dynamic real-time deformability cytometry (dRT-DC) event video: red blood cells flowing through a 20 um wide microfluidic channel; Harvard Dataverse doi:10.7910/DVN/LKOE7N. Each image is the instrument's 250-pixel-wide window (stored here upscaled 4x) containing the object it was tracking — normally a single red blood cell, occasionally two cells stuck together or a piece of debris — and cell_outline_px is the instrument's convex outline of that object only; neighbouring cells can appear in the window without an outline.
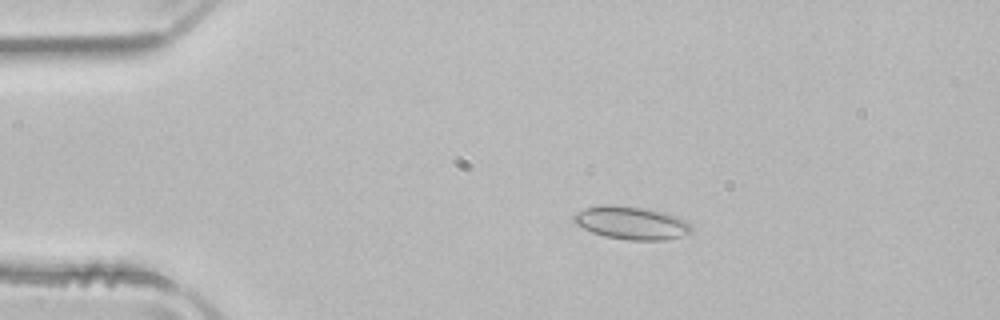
{"species": "common noctule bat (a hibernating species)", "species_latin": "Nyctalus noctula", "temperature_condition": "room temperature", "stored_images_in_passage": 44, "camera_frame_rate_fps": 3000, "um_per_image_px": 0.085, "animal": {"sex": "male", "body_mass_g": 21.5, "forearm_length_mm": 52.0}, "frame": {"image": 1, "passage_image": 3, "time_ms": 0.667, "image_size_px": [1000, 320], "cell_outline_px": [[692, 232], [680, 236], [664, 240], [628, 240], [604, 236], [592, 232], [576, 224], [572, 220], [572, 216], [576, 212], [584, 208], [600, 204], [612, 204], [644, 208], [664, 212], [676, 216], [684, 220], [692, 228]], "centroid_in_image_um": [53.61, 18.93], "position_along_channel_um": 31.4, "area_um2": 22.66}}
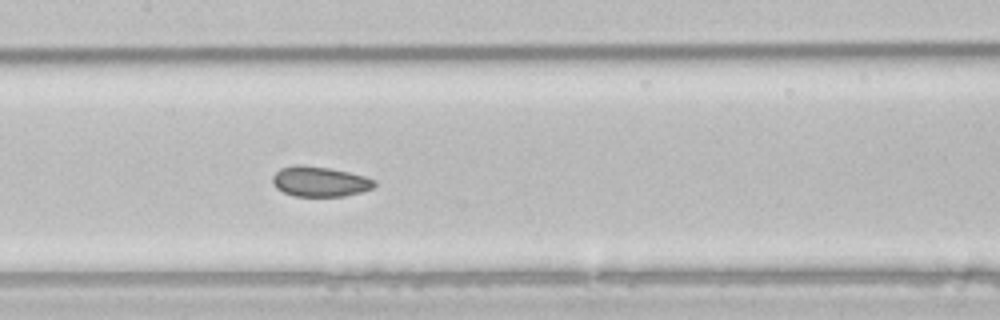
{"frame": {"image": 2, "passage_image": 18, "time_ms": 5.667, "image_size_px": [1000, 320], "cell_outline_px": [[376, 184], [372, 188], [360, 192], [344, 196], [296, 196], [284, 192], [276, 188], [272, 184], [272, 176], [280, 168], [296, 164], [300, 164], [332, 168], [364, 176], [376, 180]], "centroid_in_image_um": [27.16, 15.42], "position_along_channel_um": 180.2, "area_um2": 17.98}}
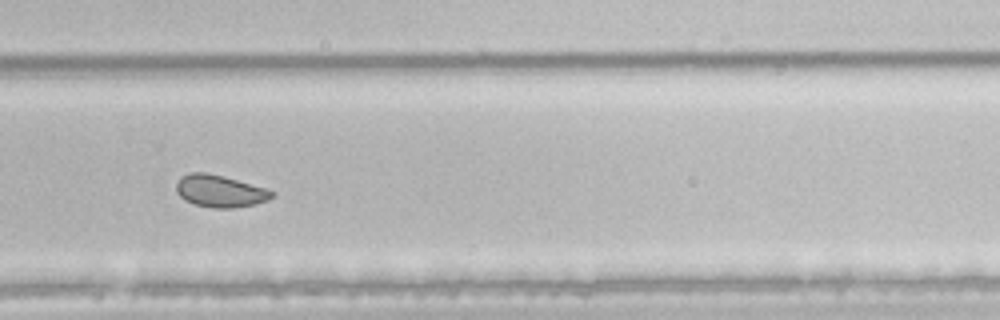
{"frame": {"image": 3, "passage_image": 28, "time_ms": 9.0, "image_size_px": [1000, 320], "cell_outline_px": [[276, 196], [268, 200], [256, 204], [232, 208], [212, 208], [196, 204], [184, 200], [176, 192], [176, 184], [180, 176], [192, 172], [204, 172], [224, 176], [268, 188], [276, 192]], "centroid_in_image_um": [18.74, 16.24], "position_along_channel_um": 311.1, "area_um2": 18.21}, "authors_computed_cell_mechanics": {"area_um2": 19.0162, "velocity_mm_per_s": 3.9459, "shape_relaxation_time_tau1_ms": 2.7738, "shape_relaxation_time_tau2_ms": 1.5704, "deformation_change_tau1": 0.0578, "deformation_change_tau2": 0.0599}}